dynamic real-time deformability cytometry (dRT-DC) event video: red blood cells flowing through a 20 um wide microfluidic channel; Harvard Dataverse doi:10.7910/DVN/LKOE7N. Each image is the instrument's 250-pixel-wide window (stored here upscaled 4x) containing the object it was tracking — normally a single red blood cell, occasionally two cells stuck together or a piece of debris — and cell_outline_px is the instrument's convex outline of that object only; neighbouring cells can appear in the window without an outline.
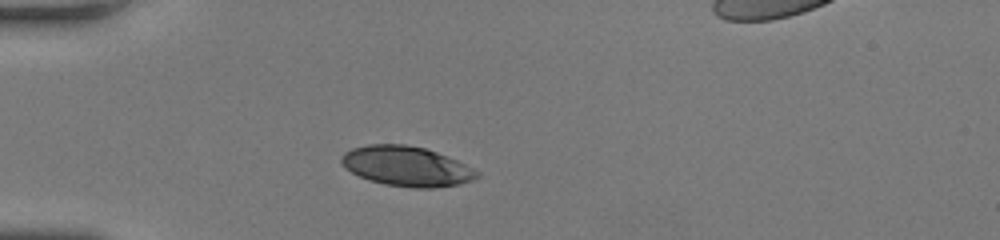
{"species": "human", "species_latin": "Homo sapiens", "temperature_condition": "room temperature", "stored_images_in_passage": 38, "camera_frame_rate_fps": 3000, "um_per_image_px": 0.085, "donor": {"sex": "female"}, "frame": {"image": 1, "passage_image": 1, "time_ms": 0.0, "image_size_px": [1000, 240], "cell_outline_px": [[480, 176], [472, 180], [460, 184], [436, 188], [412, 188], [384, 184], [368, 180], [352, 172], [340, 160], [340, 156], [344, 152], [352, 148], [368, 144], [404, 144], [424, 148], [436, 152], [456, 160], [480, 172]], "centroid_in_image_um": [34.56, 14.14], "position_along_channel_um": 50.4, "area_um2": 31.44}}
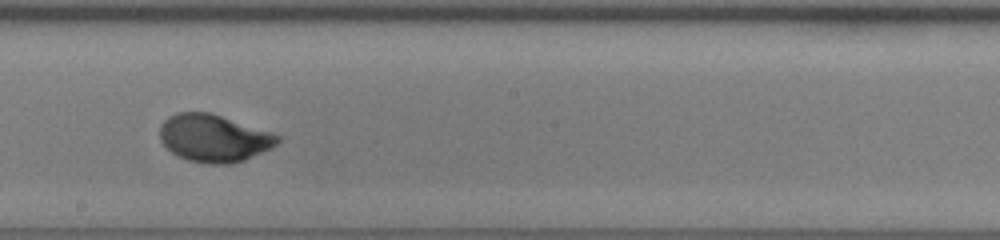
{"frame": {"image": 2, "passage_image": 16, "time_ms": 5.0, "image_size_px": [1000, 240], "cell_outline_px": [[280, 140], [272, 148], [244, 160], [232, 164], [204, 164], [188, 160], [172, 152], [160, 140], [160, 124], [168, 116], [176, 112], [212, 112], [272, 132], [280, 136]], "centroid_in_image_um": [18.18, 11.73], "position_along_channel_um": 230.0, "area_um2": 32.83}}
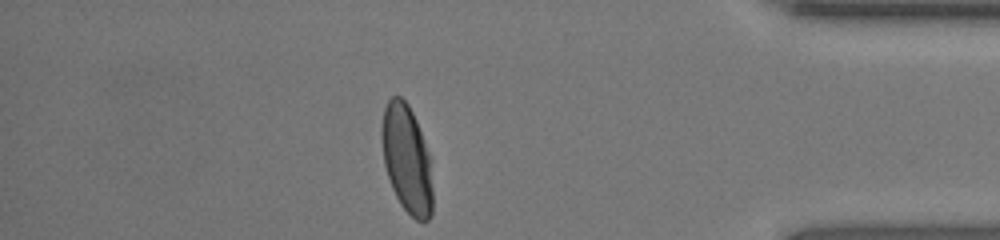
{"frame": {"image": 3, "passage_image": 31, "time_ms": 10.0, "image_size_px": [1000, 240], "cell_outline_px": [[432, 216], [428, 220], [416, 220], [400, 204], [392, 188], [384, 164], [380, 136], [380, 128], [384, 108], [388, 100], [392, 96], [400, 96], [408, 104], [416, 120], [424, 140], [428, 152], [432, 188]], "centroid_in_image_um": [34.55, 13.5], "position_along_channel_um": 400.6, "area_um2": 32.02}, "authors_computed_cell_mechanics": {"area_um2": 32.3102, "velocity_mm_per_s": 4.0272, "shape_relaxation_time_tau1_ms": 3.0002, "shape_relaxation_time_tau2_ms": null, "deformation_change_tau1": 0.1796, "deformation_change_tau2": null}}